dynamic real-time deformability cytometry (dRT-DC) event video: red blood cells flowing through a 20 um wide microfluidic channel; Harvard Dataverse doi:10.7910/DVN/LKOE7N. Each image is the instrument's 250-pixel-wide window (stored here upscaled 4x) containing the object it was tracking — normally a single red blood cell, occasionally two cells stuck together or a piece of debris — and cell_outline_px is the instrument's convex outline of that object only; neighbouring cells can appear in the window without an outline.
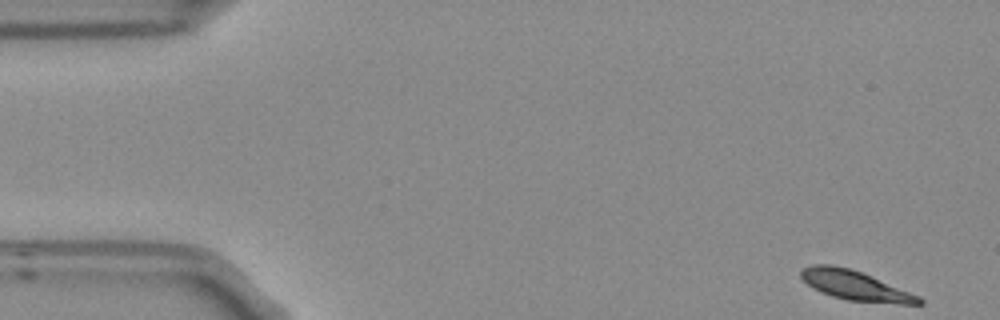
{"species": "Egyptian fruit bat (a non-hibernating species)", "species_latin": "Rousettus aegyptiacus", "temperature_condition": "room temperature", "stored_images_in_passage": 5, "camera_frame_rate_fps": 3000, "um_per_image_px": 0.085, "frame": {"image": 1, "passage_image": 1, "time_ms": 0.0, "image_size_px": [1000, 320], "cell_outline_px": [[924, 304], [900, 304], [848, 300], [832, 296], [820, 292], [812, 288], [800, 276], [800, 272], [804, 268], [812, 264], [832, 264], [852, 268], [920, 296], [924, 300]], "centroid_in_image_um": [72.7, 24.26], "position_along_channel_um": 12.3, "area_um2": 20.4}}
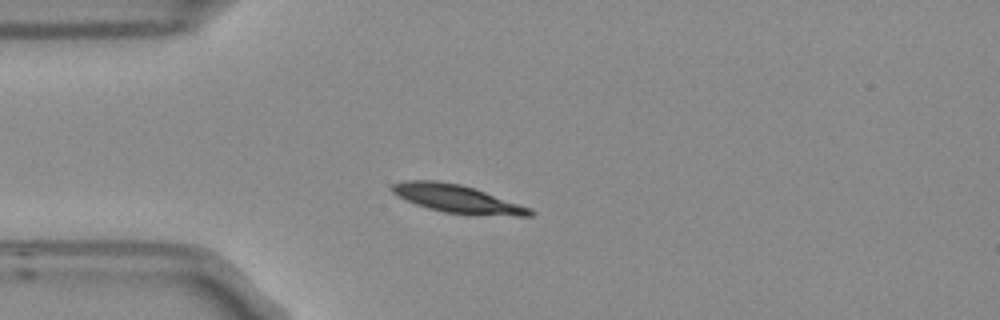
{"frame": {"image": 2, "passage_image": 4, "time_ms": 1.0, "image_size_px": [1000, 320], "cell_outline_px": [[536, 212], [532, 216], [472, 216], [444, 212], [428, 208], [416, 204], [396, 196], [388, 188], [392, 184], [404, 180], [436, 180], [460, 184], [476, 188], [532, 208]], "centroid_in_image_um": [38.9, 16.91], "position_along_channel_um": 46.1, "area_um2": 23.24}}